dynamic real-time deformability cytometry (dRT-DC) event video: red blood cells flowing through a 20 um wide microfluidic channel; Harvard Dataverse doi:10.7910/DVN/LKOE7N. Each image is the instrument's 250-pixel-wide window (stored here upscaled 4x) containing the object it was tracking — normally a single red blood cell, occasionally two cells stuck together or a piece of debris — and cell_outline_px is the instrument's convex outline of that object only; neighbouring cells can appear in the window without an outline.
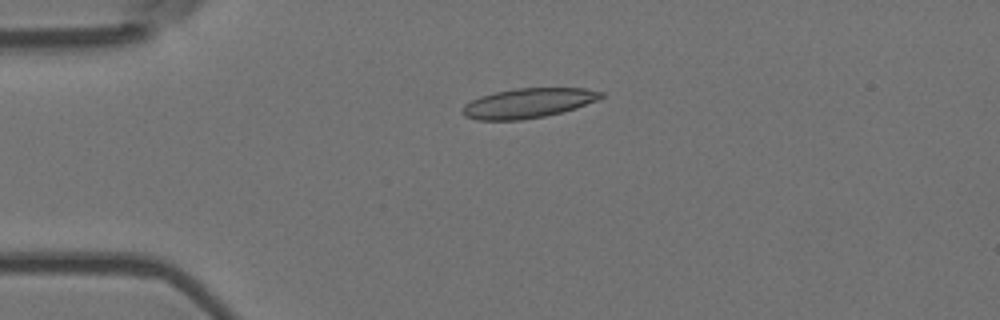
{"species": "Egyptian fruit bat (a non-hibernating species)", "species_latin": "Rousettus aegyptiacus", "temperature_condition": "room temperature", "stored_images_in_passage": 5, "camera_frame_rate_fps": 3000, "um_per_image_px": 0.085, "animal": {"sex": "female"}, "frame": {"image": 1, "passage_image": 3, "time_ms": 0.667, "image_size_px": [1000, 320], "cell_outline_px": [[604, 96], [596, 100], [576, 108], [544, 116], [520, 120], [476, 120], [464, 116], [460, 112], [460, 108], [464, 104], [480, 96], [496, 92], [516, 88], [584, 88], [604, 92]], "centroid_in_image_um": [44.84, 8.76], "position_along_channel_um": 40.2, "area_um2": 23.99}}
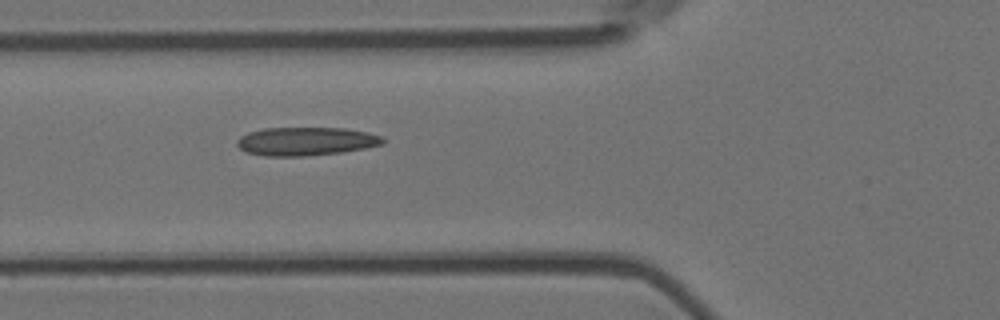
{"frame": {"image": 2, "passage_image": 5, "time_ms": 1.333, "image_size_px": [1000, 320], "cell_outline_px": [[384, 144], [364, 148], [340, 152], [304, 156], [264, 156], [248, 152], [240, 148], [236, 144], [236, 140], [240, 136], [248, 132], [264, 128], [344, 128], [368, 132], [384, 136]], "centroid_in_image_um": [26.01, 12.0], "position_along_channel_um": 99.8, "area_um2": 24.16}}